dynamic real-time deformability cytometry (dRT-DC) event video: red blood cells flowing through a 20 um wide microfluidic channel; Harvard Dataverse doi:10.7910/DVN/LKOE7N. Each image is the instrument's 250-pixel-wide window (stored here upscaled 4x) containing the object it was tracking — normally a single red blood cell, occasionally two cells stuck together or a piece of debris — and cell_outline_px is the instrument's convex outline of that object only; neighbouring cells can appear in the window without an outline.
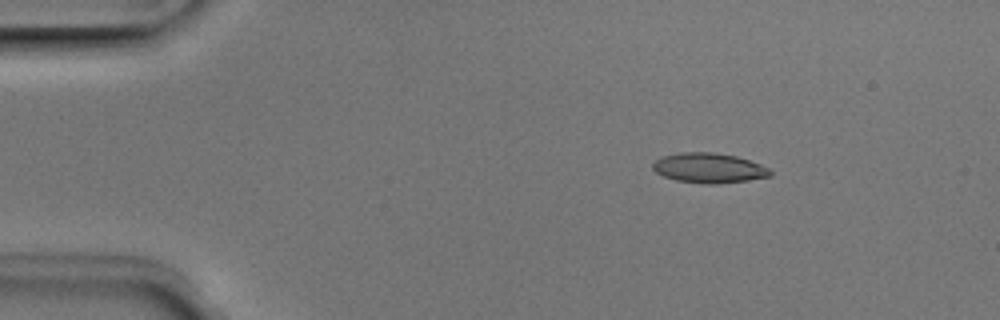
{"species": "Egyptian fruit bat (a non-hibernating species)", "species_latin": "Rousettus aegyptiacus", "temperature_condition": "room temperature", "stored_images_in_passage": 46, "camera_frame_rate_fps": 3000, "um_per_image_px": 0.085, "animal": {"sex": "male"}, "frame": {"image": 1, "passage_image": 3, "time_ms": 0.667, "image_size_px": [1000, 320], "cell_outline_px": [[772, 176], [748, 180], [716, 184], [704, 184], [676, 180], [664, 176], [656, 172], [652, 168], [652, 164], [660, 156], [680, 152], [712, 152], [736, 156], [760, 164], [768, 168], [772, 172]], "centroid_in_image_um": [60.24, 14.28], "position_along_channel_um": 24.8, "area_um2": 20.52}}
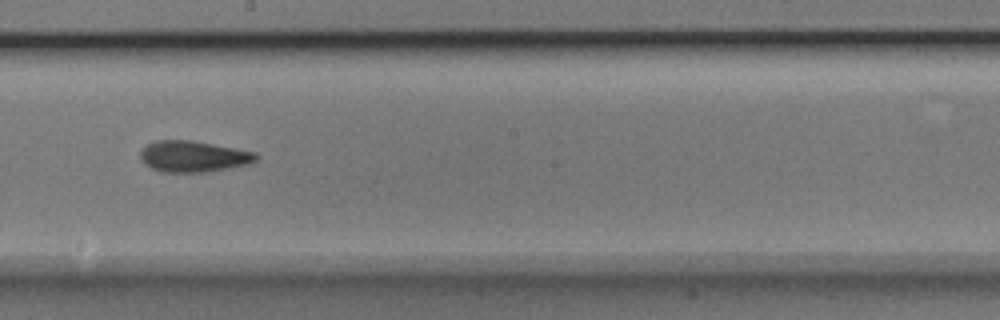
{"frame": {"image": 2, "passage_image": 24, "time_ms": 7.667, "image_size_px": [1000, 320], "cell_outline_px": [[260, 156], [256, 160], [248, 164], [208, 172], [160, 172], [144, 164], [140, 156], [140, 152], [148, 144], [156, 140], [192, 140], [236, 148], [256, 152]], "centroid_in_image_um": [16.45, 13.29], "position_along_channel_um": 231.7, "area_um2": 21.1}}
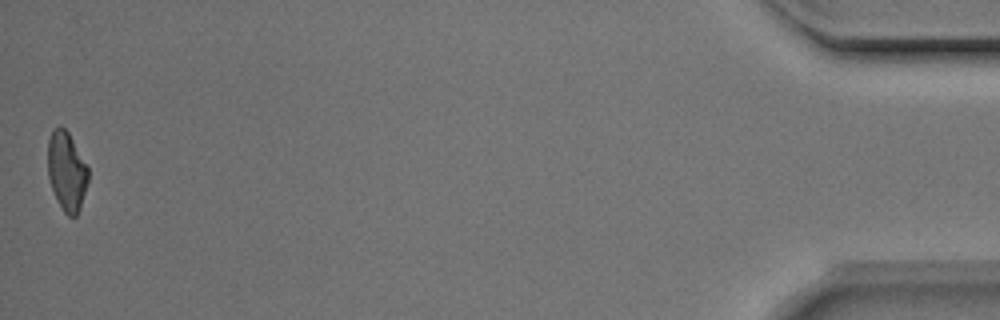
{"frame": {"image": 3, "passage_image": 46, "time_ms": 15.0, "image_size_px": [1000, 320], "cell_outline_px": [[88, 180], [80, 208], [76, 216], [68, 216], [64, 212], [52, 188], [48, 176], [48, 140], [52, 132], [56, 128], [64, 128], [68, 132], [88, 168]], "centroid_in_image_um": [5.67, 14.57], "position_along_channel_um": 429.5, "area_um2": 18.09}, "authors_computed_cell_mechanics": {"area_um2": 20.1433, "velocity_mm_per_s": 3.9704, "shape_relaxation_time_tau1_ms": 4.5167, "shape_relaxation_time_tau2_ms": 3.0632, "deformation_change_tau1": 0.1156, "deformation_change_tau2": 0.0999}}